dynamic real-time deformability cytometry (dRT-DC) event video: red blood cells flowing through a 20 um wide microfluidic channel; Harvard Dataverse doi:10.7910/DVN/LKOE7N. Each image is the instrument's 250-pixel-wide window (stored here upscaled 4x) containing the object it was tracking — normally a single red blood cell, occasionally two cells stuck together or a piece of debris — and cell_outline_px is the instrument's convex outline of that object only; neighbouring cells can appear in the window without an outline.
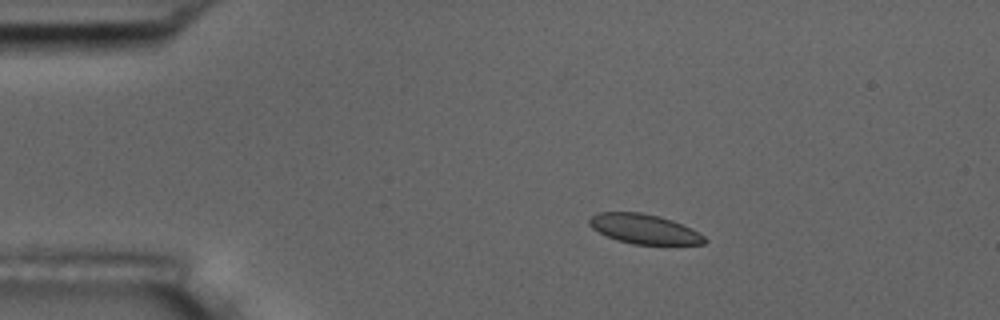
{"species": "common noctule bat (a hibernating species)", "species_latin": "Nyctalus noctula", "temperature_condition": "room temperature", "stored_images_in_passage": 6, "camera_frame_rate_fps": 3000, "um_per_image_px": 0.085, "animal": {"sex": "male", "body_mass_g": 17.5, "forearm_length_mm": 52.3}, "frame": {"image": 1, "passage_image": 3, "time_ms": 3.0, "image_size_px": [1000, 320], "cell_outline_px": [[708, 240], [704, 244], [632, 244], [616, 240], [592, 228], [588, 224], [588, 220], [596, 212], [640, 212], [660, 216], [672, 220], [692, 228], [704, 236]], "centroid_in_image_um": [54.75, 19.45], "position_along_channel_um": 30.2, "area_um2": 19.94}}
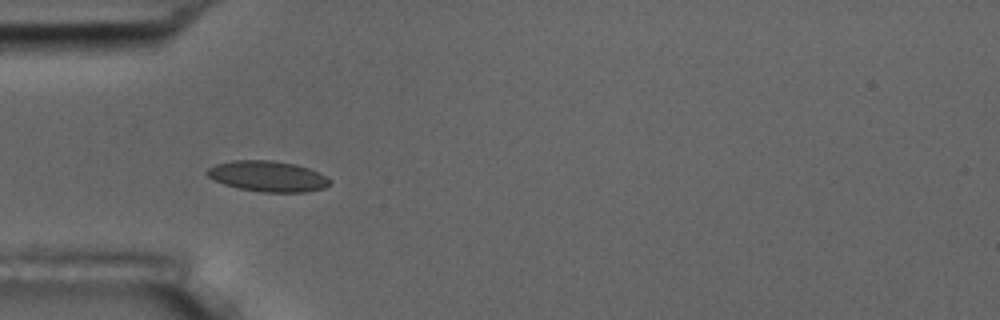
{"frame": {"image": 2, "passage_image": 5, "time_ms": 5.333, "image_size_px": [1000, 320], "cell_outline_px": [[332, 180], [324, 188], [308, 192], [260, 192], [240, 188], [224, 184], [208, 176], [204, 172], [208, 168], [216, 164], [232, 160], [272, 160], [296, 164], [308, 168]], "centroid_in_image_um": [22.74, 14.98], "position_along_channel_um": 62.3, "area_um2": 21.85}}